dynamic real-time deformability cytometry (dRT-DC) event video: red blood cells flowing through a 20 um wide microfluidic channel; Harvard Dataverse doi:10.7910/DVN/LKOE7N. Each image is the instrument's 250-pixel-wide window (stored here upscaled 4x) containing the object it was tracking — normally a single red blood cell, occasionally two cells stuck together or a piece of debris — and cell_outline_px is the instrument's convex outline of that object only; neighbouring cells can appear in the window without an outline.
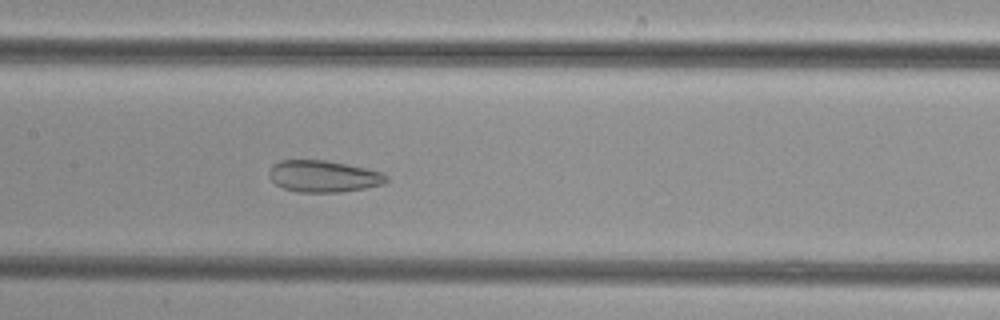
{"species": "common noctule bat (a hibernating species)", "species_latin": "Nyctalus noctula", "temperature_condition": "cold", "stored_images_in_passage": 50, "camera_frame_rate_fps": 3000, "um_per_image_px": 0.085, "animal": {"sex": "female", "body_mass_g": 29.2, "forearm_length_mm": 56.3}, "frame": {"image": 1, "passage_image": 24, "time_ms": 7.667, "image_size_px": [1000, 320], "cell_outline_px": [[388, 180], [384, 184], [364, 188], [340, 192], [296, 192], [284, 188], [276, 184], [268, 176], [268, 172], [272, 164], [280, 160], [324, 160], [384, 172], [388, 176]], "centroid_in_image_um": [27.48, 14.98], "position_along_channel_um": 179.9, "area_um2": 21.68}}
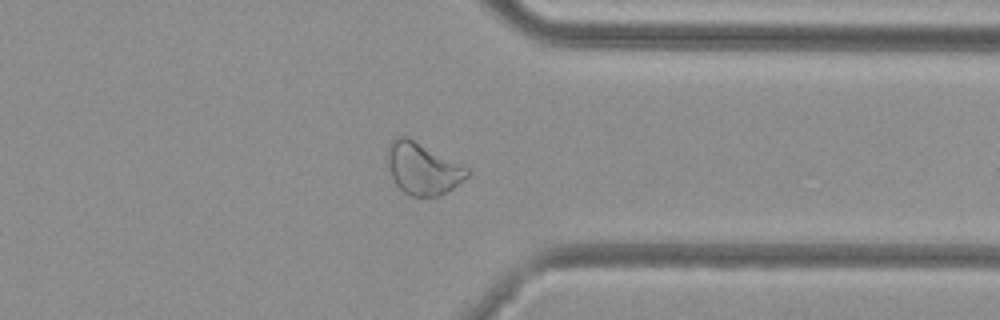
{"frame": {"image": 2, "passage_image": 39, "time_ms": 12.667, "image_size_px": [1000, 320], "cell_outline_px": [[468, 176], [452, 188], [436, 196], [408, 196], [392, 180], [384, 160], [388, 148], [392, 140], [396, 136], [404, 136], [468, 168]], "centroid_in_image_um": [35.84, 14.34], "position_along_channel_um": 375.6, "area_um2": 23.7}}
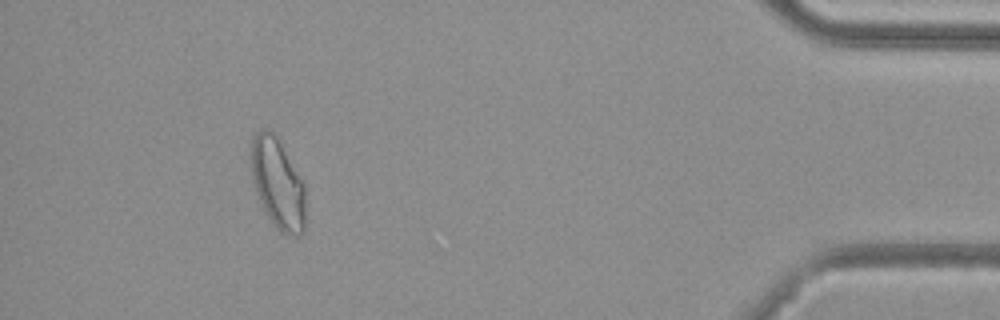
{"frame": {"image": 3, "passage_image": 46, "time_ms": 15.0, "image_size_px": [1000, 320], "cell_outline_px": [[304, 232], [300, 236], [292, 236], [280, 232], [276, 228], [268, 216], [256, 192], [252, 176], [252, 136], [260, 128], [268, 128], [276, 136], [304, 180]], "centroid_in_image_um": [23.63, 15.59], "position_along_channel_um": 411.6, "area_um2": 28.55}}